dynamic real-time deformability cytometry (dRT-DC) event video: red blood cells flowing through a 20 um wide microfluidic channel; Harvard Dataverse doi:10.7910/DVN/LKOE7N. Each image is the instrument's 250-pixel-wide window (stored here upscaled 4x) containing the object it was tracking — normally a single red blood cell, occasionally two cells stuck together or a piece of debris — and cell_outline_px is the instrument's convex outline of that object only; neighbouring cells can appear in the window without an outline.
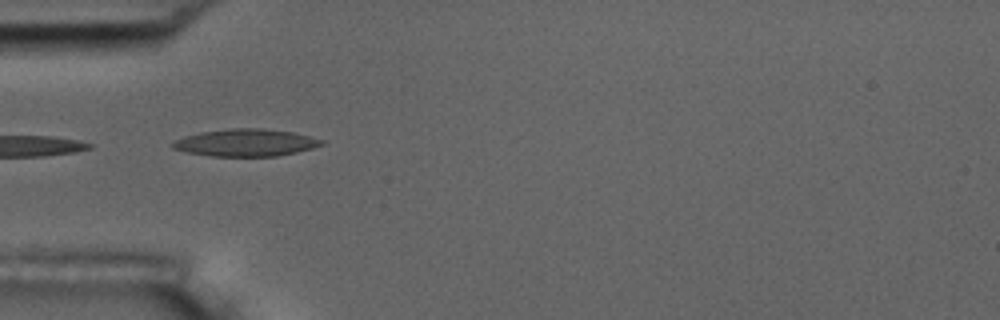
{"species": "common noctule bat (a hibernating species)", "species_latin": "Nyctalus noctula", "temperature_condition": "room temperature", "stored_images_in_passage": 4, "camera_frame_rate_fps": 3000, "um_per_image_px": 0.085, "animal": {"sex": "male", "body_mass_g": 17.5, "forearm_length_mm": 52.3}, "frame": {"image": 1, "passage_image": 3, "time_ms": 2.333, "image_size_px": [1000, 320], "cell_outline_px": [[324, 144], [312, 148], [296, 152], [276, 156], [212, 156], [188, 152], [172, 148], [172, 144], [176, 140], [184, 136], [200, 132], [228, 128], [264, 128], [292, 132], [324, 140]], "centroid_in_image_um": [20.89, 12.12], "position_along_channel_um": 64.1, "area_um2": 23.52}}